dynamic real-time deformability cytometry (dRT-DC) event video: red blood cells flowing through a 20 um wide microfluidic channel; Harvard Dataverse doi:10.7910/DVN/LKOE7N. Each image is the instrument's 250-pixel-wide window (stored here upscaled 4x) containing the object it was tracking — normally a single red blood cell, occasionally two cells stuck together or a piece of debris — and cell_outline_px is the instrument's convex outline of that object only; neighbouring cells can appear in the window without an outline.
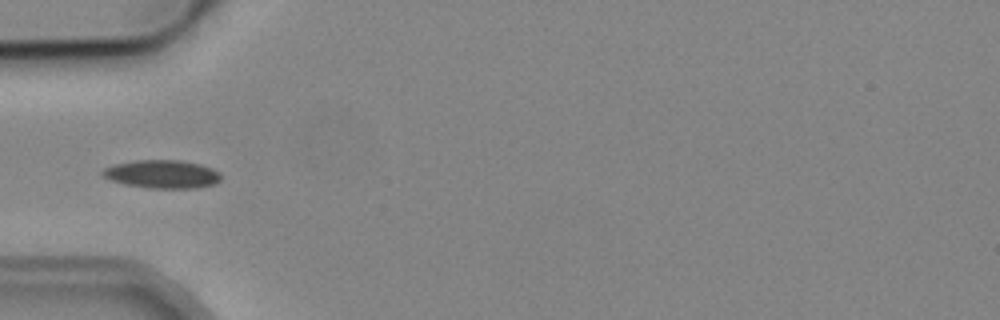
{"species": "common noctule bat (a hibernating species)", "species_latin": "Nyctalus noctula", "temperature_condition": "cold", "stored_images_in_passage": 5, "camera_frame_rate_fps": 3000, "um_per_image_px": 0.085, "animal": {"sex": "male", "body_mass_g": 19.2, "forearm_length_mm": 51.8}, "frame": {"image": 1, "passage_image": 5, "time_ms": 5.667, "image_size_px": [1000, 320], "cell_outline_px": [[220, 180], [216, 184], [196, 188], [148, 188], [124, 184], [108, 180], [100, 172], [104, 168], [116, 164], [136, 160], [180, 160], [200, 164], [212, 168], [220, 172]], "centroid_in_image_um": [13.79, 14.81], "position_along_channel_um": 71.2, "area_um2": 19.59}}